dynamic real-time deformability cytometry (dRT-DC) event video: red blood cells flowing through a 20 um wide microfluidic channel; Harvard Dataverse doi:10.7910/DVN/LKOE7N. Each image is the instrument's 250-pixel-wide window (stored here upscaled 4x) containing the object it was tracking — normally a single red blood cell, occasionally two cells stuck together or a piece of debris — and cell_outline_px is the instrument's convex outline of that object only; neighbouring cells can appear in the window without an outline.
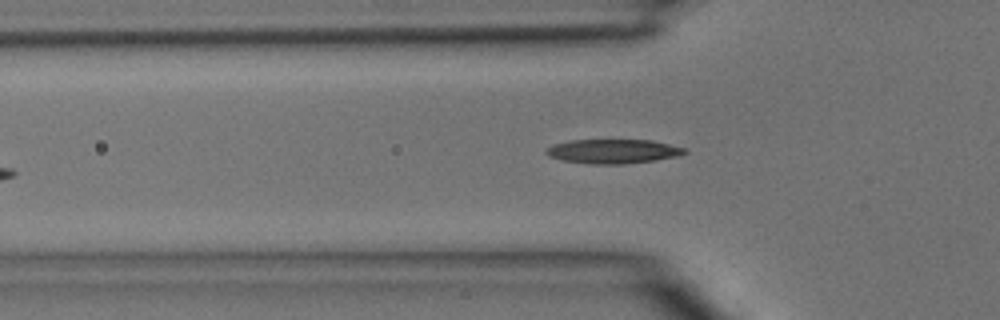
{"species": "common noctule bat (a hibernating species)", "species_latin": "Nyctalus noctula", "temperature_condition": "room temperature", "stored_images_in_passage": 4, "camera_frame_rate_fps": 3000, "um_per_image_px": 0.085, "animal": {"sex": "male", "body_mass_g": 15.6}, "frame": {"image": 1, "passage_image": 4, "time_ms": 1.0, "image_size_px": [1000, 320], "cell_outline_px": [[688, 152], [680, 156], [656, 160], [624, 164], [592, 164], [564, 160], [548, 156], [544, 152], [552, 144], [572, 140], [652, 140], [684, 148]], "centroid_in_image_um": [52.13, 12.86], "position_along_channel_um": 73.7, "area_um2": 19.54}}